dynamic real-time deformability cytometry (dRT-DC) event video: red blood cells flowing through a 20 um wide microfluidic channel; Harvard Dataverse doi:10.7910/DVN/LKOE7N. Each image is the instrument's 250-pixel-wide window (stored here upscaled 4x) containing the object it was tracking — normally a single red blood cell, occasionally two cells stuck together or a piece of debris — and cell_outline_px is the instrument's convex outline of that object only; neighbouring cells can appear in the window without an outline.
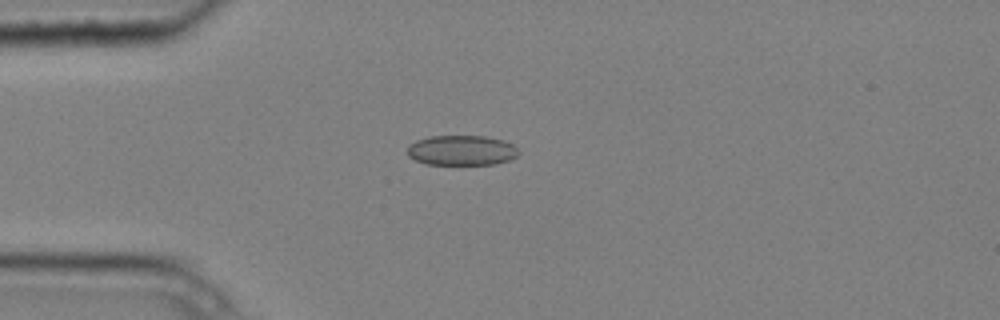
{"species": "common noctule bat (a hibernating species)", "species_latin": "Nyctalus noctula", "temperature_condition": "cold", "stored_images_in_passage": 6, "camera_frame_rate_fps": 3000, "um_per_image_px": 0.085, "animal": {"sex": "male", "body_mass_g": 20.4}, "frame": {"image": 1, "passage_image": 4, "time_ms": 1.0, "image_size_px": [1000, 320], "cell_outline_px": [[520, 152], [516, 156], [508, 160], [496, 164], [424, 164], [408, 156], [408, 144], [416, 140], [432, 136], [484, 136], [504, 140], [512, 144]], "centroid_in_image_um": [39.22, 12.78], "position_along_channel_um": 45.8, "area_um2": 19.48}}
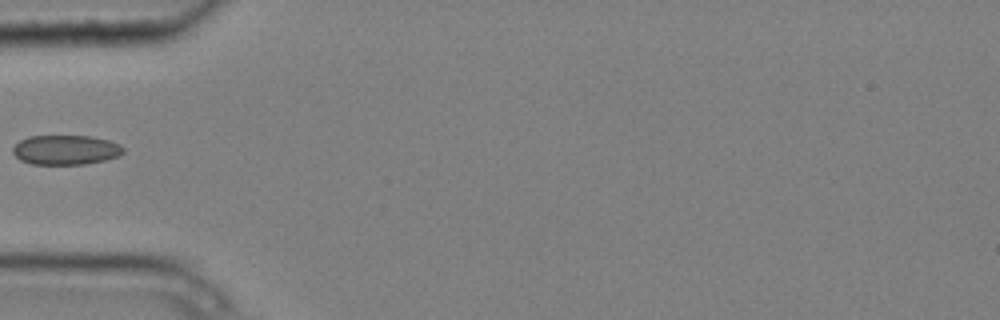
{"frame": {"image": 2, "passage_image": 5, "time_ms": 1.333, "image_size_px": [1000, 320], "cell_outline_px": [[124, 152], [116, 156], [104, 160], [84, 164], [32, 164], [20, 160], [12, 152], [12, 148], [20, 140], [28, 136], [88, 136], [108, 140], [120, 144], [124, 148]], "centroid_in_image_um": [5.56, 12.74], "position_along_channel_um": 79.4, "area_um2": 18.96}}
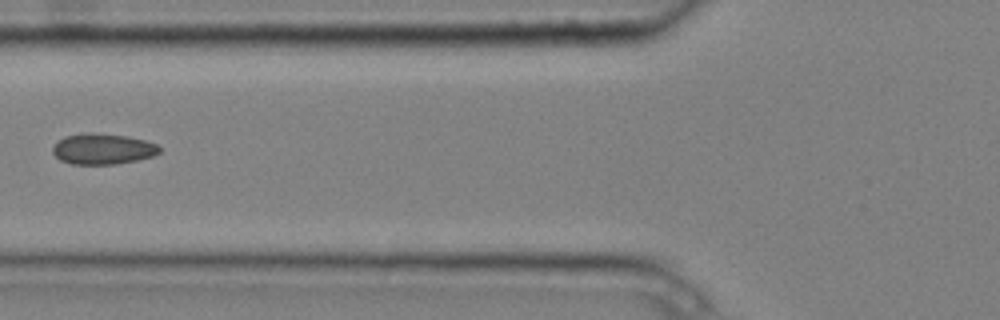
{"frame": {"image": 3, "passage_image": 6, "time_ms": 1.667, "image_size_px": [1000, 320], "cell_outline_px": [[160, 152], [152, 156], [136, 160], [116, 164], [72, 164], [60, 160], [52, 152], [52, 148], [64, 136], [92, 132], [128, 136], [144, 140], [156, 144], [160, 148]], "centroid_in_image_um": [8.73, 12.66], "position_along_channel_um": 117.1, "area_um2": 19.02}}